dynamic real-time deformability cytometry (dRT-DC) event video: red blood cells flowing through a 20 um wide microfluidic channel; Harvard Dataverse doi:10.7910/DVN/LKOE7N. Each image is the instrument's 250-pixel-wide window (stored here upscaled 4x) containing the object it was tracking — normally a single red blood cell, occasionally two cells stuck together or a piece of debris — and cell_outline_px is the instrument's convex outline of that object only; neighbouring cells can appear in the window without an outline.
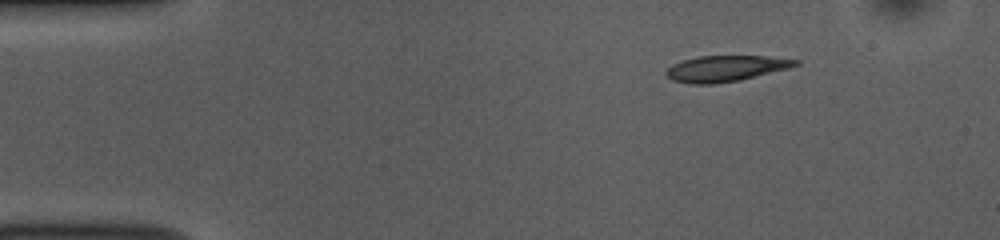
{"species": "common noctule bat (a hibernating species)", "species_latin": "Nyctalus noctula", "temperature_condition": "room temperature", "stored_images_in_passage": 46, "camera_frame_rate_fps": 3000, "um_per_image_px": 0.085, "animal": {"sex": "female", "body_mass_g": 10.0, "forearm_length_mm": 53.1}, "frame": {"image": 1, "passage_image": 1, "time_ms": 0.0, "image_size_px": [1000, 240], "cell_outline_px": [[800, 64], [788, 68], [740, 80], [712, 84], [688, 84], [672, 80], [664, 72], [672, 64], [696, 56], [768, 56], [800, 60]], "centroid_in_image_um": [61.67, 5.82], "position_along_channel_um": 23.3, "area_um2": 19.54}}
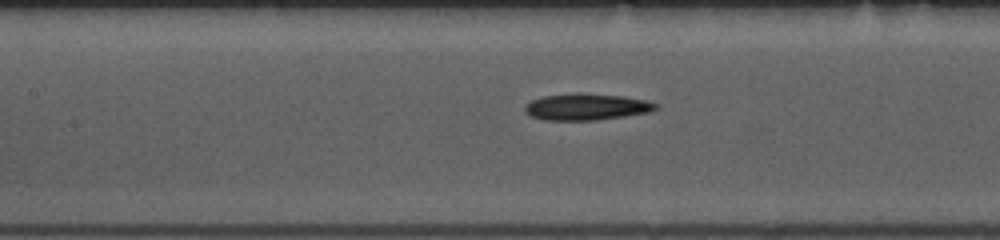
{"frame": {"image": 2, "passage_image": 17, "time_ms": 5.333, "image_size_px": [1000, 240], "cell_outline_px": [[660, 108], [652, 112], [596, 120], [544, 120], [532, 116], [524, 112], [524, 104], [540, 96], [624, 96], [648, 100], [660, 104]], "centroid_in_image_um": [49.92, 9.13], "position_along_channel_um": 157.5, "area_um2": 19.54}}
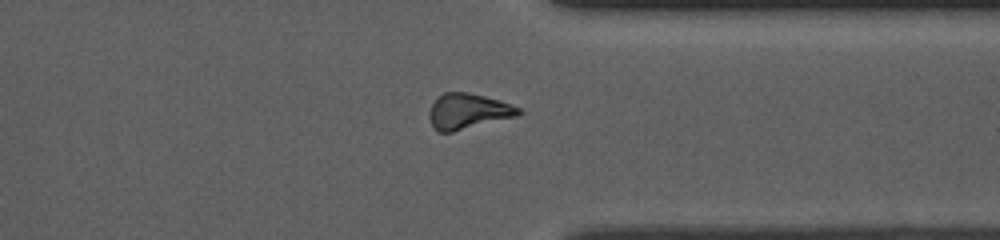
{"frame": {"image": 3, "passage_image": 34, "time_ms": 11.0, "image_size_px": [1000, 240], "cell_outline_px": [[524, 112], [516, 116], [452, 132], [436, 132], [428, 116], [428, 112], [432, 104], [444, 92], [468, 92], [500, 100], [520, 108]], "centroid_in_image_um": [39.77, 9.46], "position_along_channel_um": 371.6, "area_um2": 18.38}}